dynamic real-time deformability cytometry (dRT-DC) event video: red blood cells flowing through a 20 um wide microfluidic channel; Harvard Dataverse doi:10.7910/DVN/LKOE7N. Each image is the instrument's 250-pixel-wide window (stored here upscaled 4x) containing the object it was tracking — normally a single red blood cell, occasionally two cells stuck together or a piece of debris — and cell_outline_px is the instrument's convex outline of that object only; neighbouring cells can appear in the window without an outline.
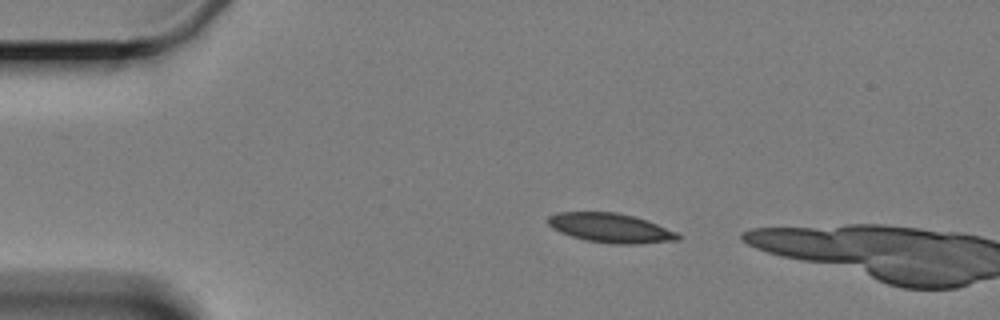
{"species": "Egyptian fruit bat (a non-hibernating species)", "species_latin": "Rousettus aegyptiacus", "temperature_condition": "cold", "stored_images_in_passage": 3, "camera_frame_rate_fps": 3000, "um_per_image_px": 0.085, "animal": {"sex": "female"}, "frame": {"image": 1, "passage_image": 1, "time_ms": 0.0, "image_size_px": [1000, 320], "cell_outline_px": [[680, 240], [640, 244], [612, 244], [584, 240], [560, 232], [552, 228], [548, 224], [548, 216], [556, 212], [616, 212], [632, 216], [656, 224], [676, 232], [680, 236]], "centroid_in_image_um": [51.87, 19.38], "position_along_channel_um": 33.1, "area_um2": 22.14}}